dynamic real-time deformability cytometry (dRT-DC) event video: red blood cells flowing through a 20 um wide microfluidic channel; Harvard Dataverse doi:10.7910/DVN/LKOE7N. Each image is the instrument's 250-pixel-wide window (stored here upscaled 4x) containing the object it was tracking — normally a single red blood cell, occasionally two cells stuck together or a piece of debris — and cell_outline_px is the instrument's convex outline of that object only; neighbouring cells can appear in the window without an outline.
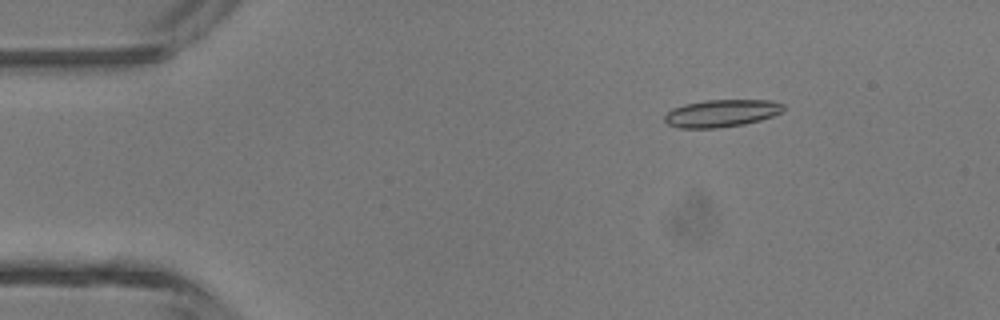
{"species": "common noctule bat (a hibernating species)", "species_latin": "Nyctalus noctula", "temperature_condition": "room temperature", "stored_images_in_passage": 4, "camera_frame_rate_fps": 3000, "um_per_image_px": 0.085, "animal": {"sex": "male", "body_mass_g": 13.3}, "frame": {"image": 1, "passage_image": 2, "time_ms": 0.333, "image_size_px": [1000, 320], "cell_outline_px": [[784, 108], [780, 112], [772, 116], [760, 120], [744, 124], [716, 128], [680, 128], [668, 124], [664, 120], [664, 116], [672, 108], [684, 104], [704, 100], [772, 100], [784, 104]], "centroid_in_image_um": [61.31, 9.62], "position_along_channel_um": 23.7, "area_um2": 18.96}}
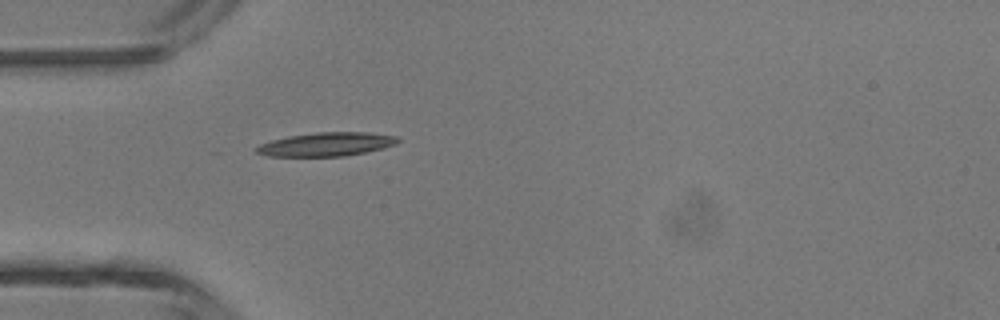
{"frame": {"image": 2, "passage_image": 4, "time_ms": 1.0, "image_size_px": [1000, 320], "cell_outline_px": [[400, 140], [396, 144], [384, 148], [344, 156], [268, 156], [256, 152], [256, 148], [260, 144], [272, 140], [288, 136], [316, 132], [368, 132], [396, 136]], "centroid_in_image_um": [27.76, 12.26], "position_along_channel_um": 57.2, "area_um2": 19.42}}